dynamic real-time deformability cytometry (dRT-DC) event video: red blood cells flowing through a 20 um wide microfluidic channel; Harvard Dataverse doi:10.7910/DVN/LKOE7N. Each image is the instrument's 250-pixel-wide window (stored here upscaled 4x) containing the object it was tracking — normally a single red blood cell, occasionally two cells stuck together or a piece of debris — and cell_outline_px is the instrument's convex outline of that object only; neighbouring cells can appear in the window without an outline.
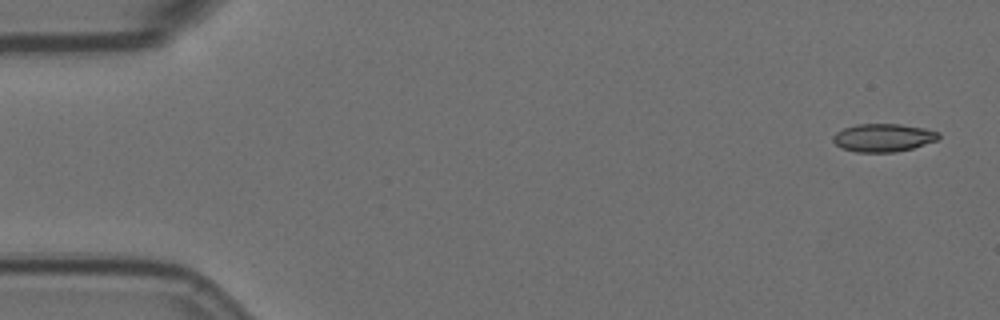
{"species": "Egyptian fruit bat (a non-hibernating species)", "species_latin": "Rousettus aegyptiacus", "temperature_condition": "room temperature", "stored_images_in_passage": 5, "camera_frame_rate_fps": 3000, "um_per_image_px": 0.085, "animal": {"sex": "female"}, "frame": {"image": 1, "passage_image": 1, "time_ms": 0.0, "image_size_px": [1000, 320], "cell_outline_px": [[940, 136], [936, 140], [912, 148], [896, 152], [856, 152], [840, 148], [832, 140], [832, 136], [836, 132], [844, 128], [856, 124], [900, 124], [924, 128], [940, 132]], "centroid_in_image_um": [75.05, 11.7], "position_along_channel_um": 10.0, "area_um2": 17.28}}
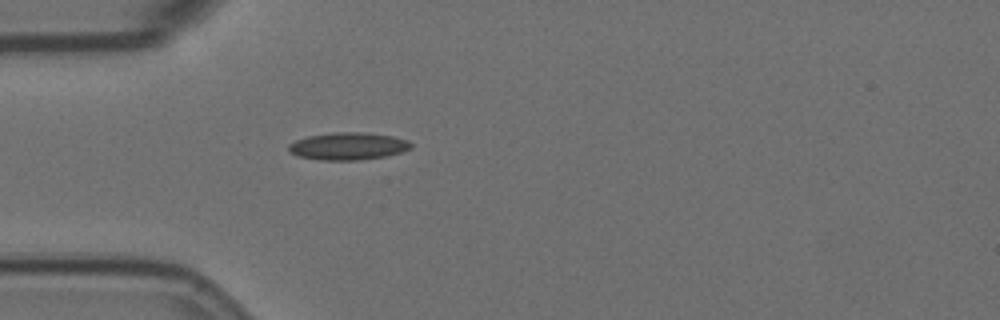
{"frame": {"image": 2, "passage_image": 5, "time_ms": 4.667, "image_size_px": [1000, 320], "cell_outline_px": [[412, 148], [400, 152], [384, 156], [360, 160], [320, 160], [296, 156], [288, 152], [288, 144], [296, 140], [308, 136], [336, 132], [360, 132], [392, 136], [408, 140], [412, 144]], "centroid_in_image_um": [29.55, 12.43], "position_along_channel_um": 55.5, "area_um2": 19.54}}